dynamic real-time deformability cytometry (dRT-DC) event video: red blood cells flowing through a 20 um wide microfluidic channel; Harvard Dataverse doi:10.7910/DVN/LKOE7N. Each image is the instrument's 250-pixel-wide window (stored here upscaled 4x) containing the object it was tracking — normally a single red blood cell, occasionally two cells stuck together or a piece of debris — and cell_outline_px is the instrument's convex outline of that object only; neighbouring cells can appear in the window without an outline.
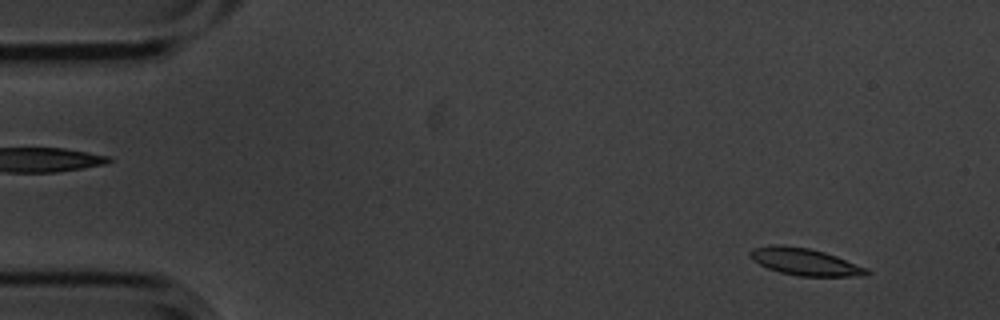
{"species": "common noctule bat (a hibernating species)", "species_latin": "Nyctalus noctula", "temperature_condition": "cold", "stored_images_in_passage": 4, "camera_frame_rate_fps": 3000, "um_per_image_px": 0.085, "animal": {"sex": "male", "body_mass_g": 20.1, "forearm_length_mm": 53.5}, "frame": {"image": 1, "passage_image": 1, "time_ms": 0.0, "image_size_px": [1000, 320], "cell_outline_px": [[872, 272], [868, 276], [800, 276], [780, 272], [768, 268], [752, 260], [748, 256], [748, 252], [752, 248], [772, 244], [780, 244], [808, 248], [824, 252], [836, 256], [868, 268]], "centroid_in_image_um": [68.41, 22.25], "position_along_channel_um": 16.6, "area_um2": 18.55}}
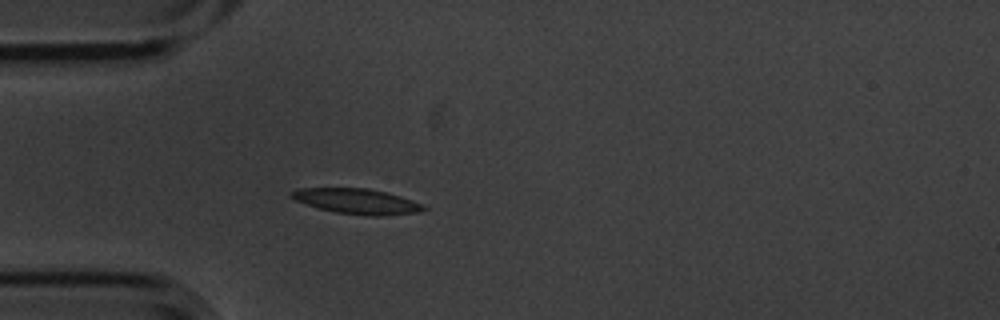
{"frame": {"image": 2, "passage_image": 4, "time_ms": 1.0, "image_size_px": [1000, 320], "cell_outline_px": [[428, 208], [420, 212], [380, 216], [372, 216], [336, 212], [320, 208], [296, 200], [288, 196], [292, 192], [300, 188], [368, 188], [388, 192], [424, 204]], "centroid_in_image_um": [30.4, 17.1], "position_along_channel_um": 54.6, "area_um2": 19.36}}